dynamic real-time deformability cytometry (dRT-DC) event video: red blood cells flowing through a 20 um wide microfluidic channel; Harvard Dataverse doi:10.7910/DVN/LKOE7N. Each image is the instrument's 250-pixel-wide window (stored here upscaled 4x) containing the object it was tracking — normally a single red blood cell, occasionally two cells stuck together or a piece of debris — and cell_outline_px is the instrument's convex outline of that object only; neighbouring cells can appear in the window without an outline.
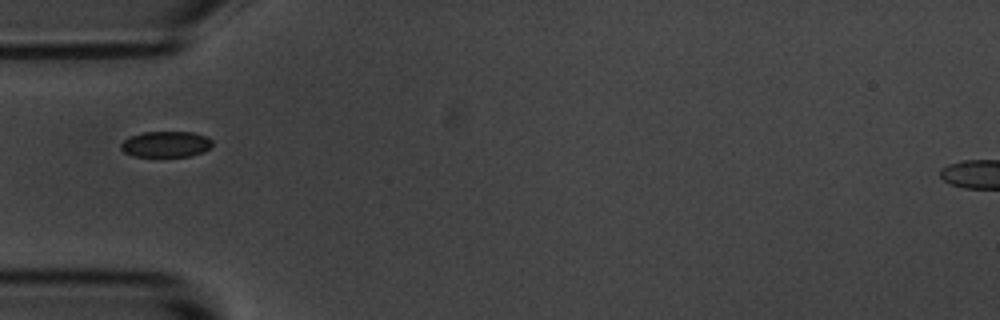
{"species": "common noctule bat (a hibernating species)", "species_latin": "Nyctalus noctula", "temperature_condition": "room temperature", "stored_images_in_passage": 5, "camera_frame_rate_fps": 3000, "um_per_image_px": 0.085, "animal": {"sex": "male", "body_mass_g": 20.1, "forearm_length_mm": 53.5}, "frame": {"image": 1, "passage_image": 1, "time_ms": 0.0, "image_size_px": [1000, 320], "cell_outline_px": [[212, 144], [204, 152], [192, 156], [132, 156], [124, 152], [120, 148], [120, 144], [124, 140], [132, 136], [144, 132], [196, 132], [212, 140]], "centroid_in_image_um": [14.1, 12.26], "position_along_channel_um": 70.9, "area_um2": 13.76}}
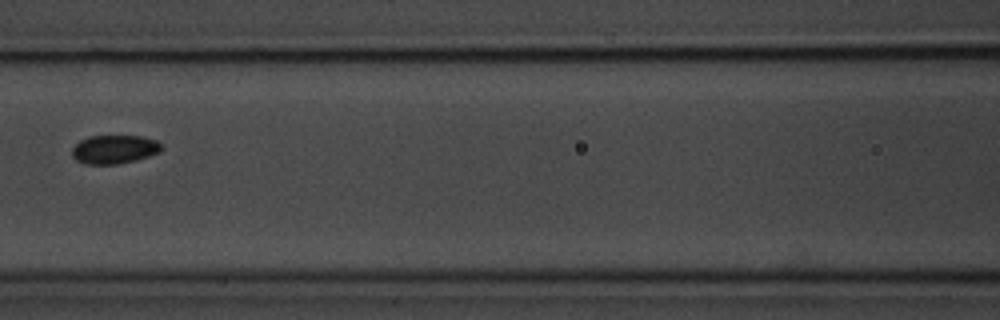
{"frame": {"image": 2, "passage_image": 3, "time_ms": 0.667, "image_size_px": [1000, 320], "cell_outline_px": [[164, 148], [160, 152], [136, 160], [116, 164], [84, 164], [76, 160], [72, 156], [72, 148], [80, 140], [88, 136], [144, 136], [156, 140], [164, 144]], "centroid_in_image_um": [9.75, 12.69], "position_along_channel_um": 156.9, "area_um2": 15.14}}
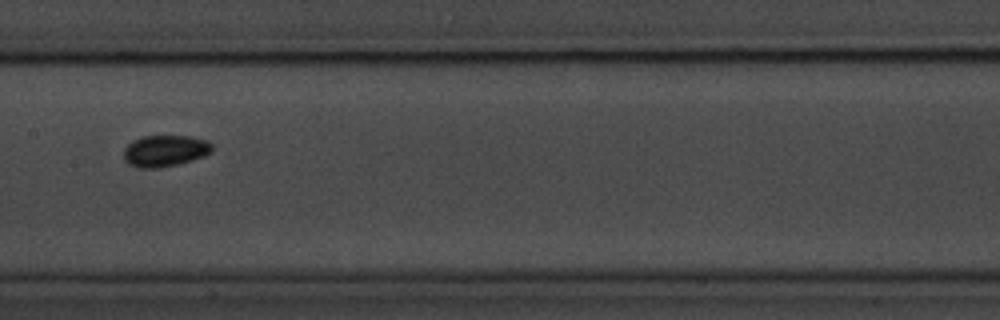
{"frame": {"image": 3, "passage_image": 4, "time_ms": 1.0, "image_size_px": [1000, 320], "cell_outline_px": [[212, 152], [204, 156], [192, 160], [160, 168], [136, 168], [128, 164], [124, 160], [124, 148], [132, 140], [144, 136], [192, 136], [208, 140], [212, 144]], "centroid_in_image_um": [14.02, 12.82], "position_along_channel_um": 193.4, "area_um2": 16.42}}